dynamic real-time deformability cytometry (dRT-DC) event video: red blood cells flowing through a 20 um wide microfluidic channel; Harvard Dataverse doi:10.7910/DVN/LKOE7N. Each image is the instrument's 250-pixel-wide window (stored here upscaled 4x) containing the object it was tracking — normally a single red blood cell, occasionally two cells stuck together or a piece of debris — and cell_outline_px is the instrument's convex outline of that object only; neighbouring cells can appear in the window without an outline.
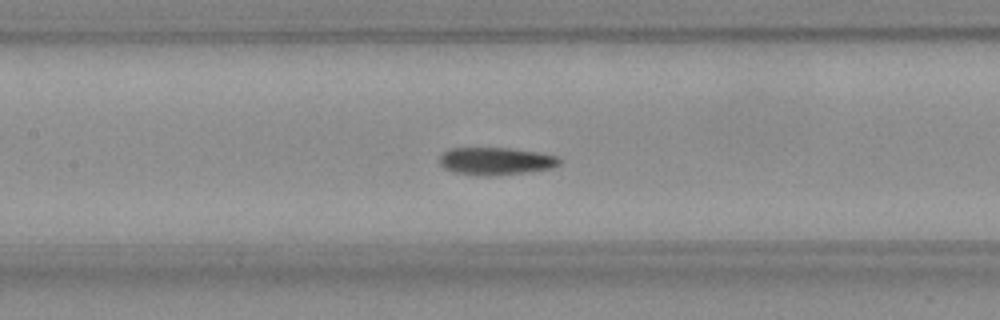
{"species": "Egyptian fruit bat (a non-hibernating species)", "species_latin": "Rousettus aegyptiacus", "temperature_condition": "room temperature", "stored_images_in_passage": 53, "camera_frame_rate_fps": 3000, "um_per_image_px": 0.085, "frame": {"image": 1, "passage_image": 23, "time_ms": 7.333, "image_size_px": [1000, 320], "cell_outline_px": [[560, 164], [552, 168], [524, 172], [488, 176], [476, 176], [452, 172], [444, 168], [440, 164], [440, 156], [444, 152], [452, 148], [508, 148], [536, 152], [556, 156], [560, 160]], "centroid_in_image_um": [42.1, 13.7], "position_along_channel_um": 165.3, "area_um2": 19.13}}
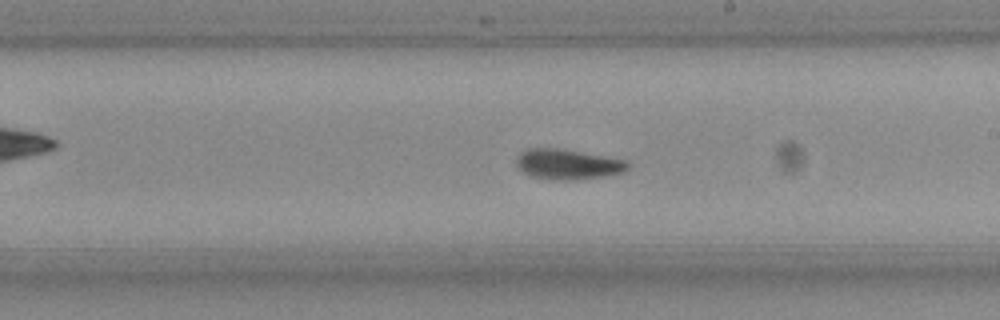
{"frame": {"image": 2, "passage_image": 29, "time_ms": 9.333, "image_size_px": [1000, 320], "cell_outline_px": [[628, 168], [624, 172], [604, 176], [572, 180], [552, 180], [532, 176], [524, 172], [516, 164], [516, 156], [520, 152], [528, 148], [560, 148], [624, 160], [628, 164]], "centroid_in_image_um": [48.21, 13.96], "position_along_channel_um": 240.8, "area_um2": 19.48}}
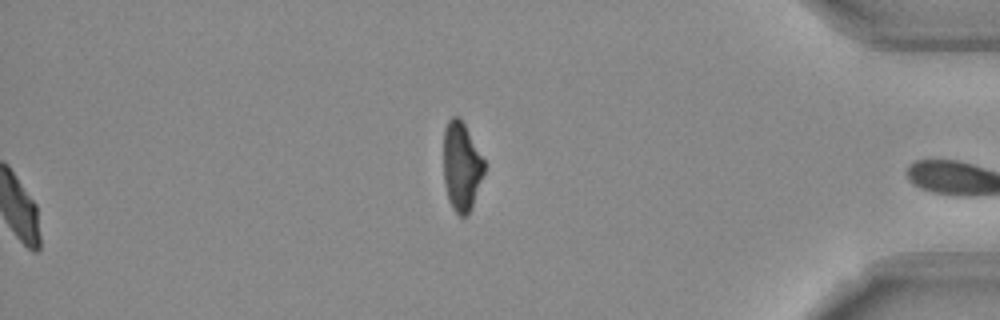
{"frame": {"image": 3, "passage_image": 53, "time_ms": 17.333, "image_size_px": [1000, 320], "cell_outline_px": [[484, 172], [468, 216], [460, 216], [452, 208], [448, 200], [444, 184], [444, 128], [448, 120], [452, 116], [460, 116], [484, 160]], "centroid_in_image_um": [39.2, 14.13], "position_along_channel_um": 396.0, "area_um2": 20.98}, "authors_computed_cell_mechanics": {"area_um2": 18.8428, "velocity_mm_per_s": 3.792, "shape_relaxation_time_tau1_ms": 6.6515, "shape_relaxation_time_tau2_ms": 9.7911, "deformation_change_tau1": 0.2124, "deformation_change_tau2": 0.1237}}